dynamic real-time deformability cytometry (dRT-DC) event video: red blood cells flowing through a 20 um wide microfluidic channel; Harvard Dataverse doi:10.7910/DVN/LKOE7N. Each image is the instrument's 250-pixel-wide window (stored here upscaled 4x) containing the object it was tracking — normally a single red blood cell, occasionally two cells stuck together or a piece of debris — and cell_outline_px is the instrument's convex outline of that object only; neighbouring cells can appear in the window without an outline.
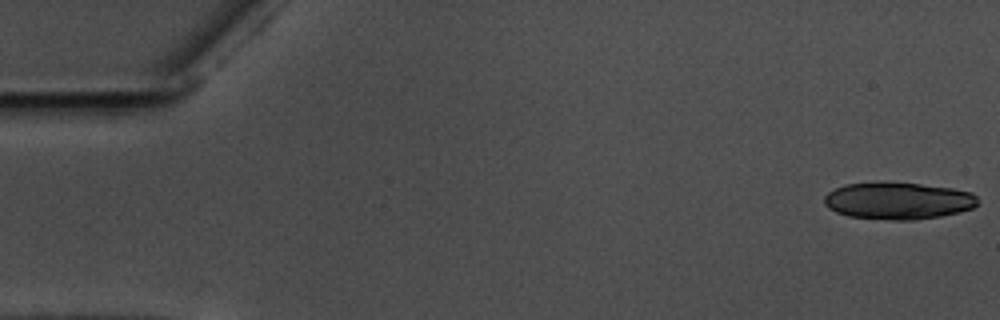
{"species": "common noctule bat (a hibernating species)", "species_latin": "Nyctalus noctula", "temperature_condition": "warm", "stored_images_in_passage": 57, "camera_frame_rate_fps": 3000, "um_per_image_px": 0.085, "animal": {"sex": "male", "body_mass_g": 17.5, "forearm_length_mm": 52.3}, "frame": {"image": 1, "passage_image": 1, "time_ms": 0.0, "image_size_px": [1000, 320], "cell_outline_px": [[976, 204], [972, 208], [960, 212], [940, 216], [912, 220], [888, 220], [848, 216], [836, 212], [828, 208], [824, 204], [824, 196], [828, 192], [844, 184], [920, 184], [952, 188], [972, 192], [976, 196]], "centroid_in_image_um": [76.33, 17.09], "position_along_channel_um": 8.7, "area_um2": 32.54}}
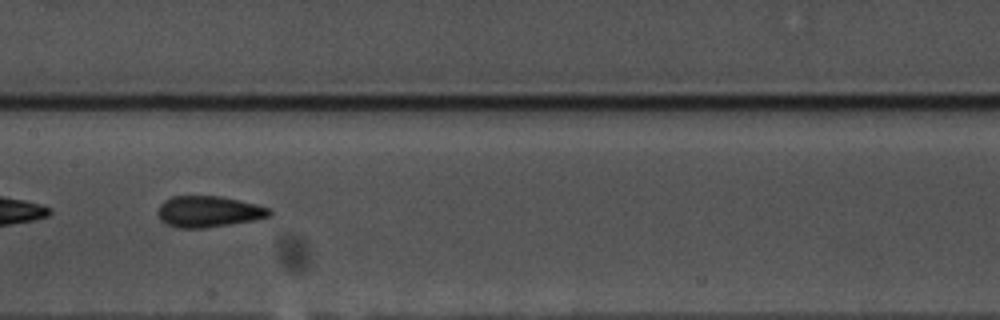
{"frame": {"image": 2, "passage_image": 29, "time_ms": 9.333, "image_size_px": [1000, 320], "cell_outline_px": [[272, 212], [268, 216], [252, 220], [204, 228], [176, 228], [160, 220], [156, 212], [160, 204], [164, 200], [172, 196], [220, 196], [256, 204], [268, 208]], "centroid_in_image_um": [17.65, 17.98], "position_along_channel_um": 189.7, "area_um2": 20.11}}
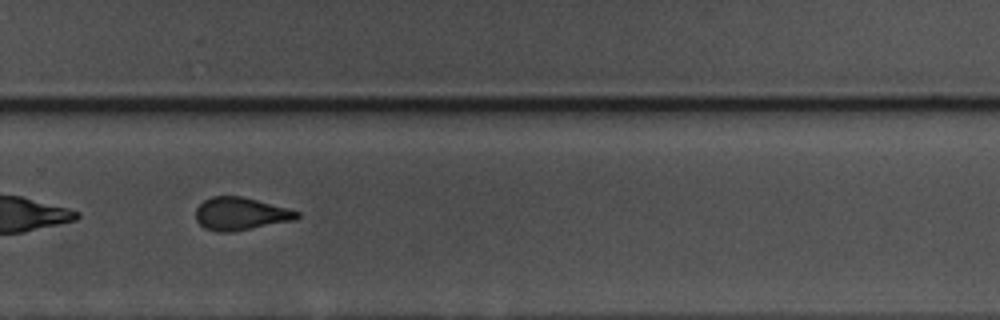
{"frame": {"image": 3, "passage_image": 39, "time_ms": 12.667, "image_size_px": [1000, 320], "cell_outline_px": [[300, 216], [296, 220], [232, 232], [216, 232], [204, 228], [196, 220], [196, 208], [204, 200], [212, 196], [244, 196], [288, 208], [300, 212]], "centroid_in_image_um": [20.46, 18.17], "position_along_channel_um": 309.3, "area_um2": 19.54}, "authors_computed_cell_mechanics": {"area_um2": 19.941, "velocity_mm_per_s": 3.6051, "shape_relaxation_time_tau1_ms": 5.7186, "shape_relaxation_time_tau2_ms": 1.465, "deformation_change_tau1": 0.1369, "deformation_change_tau2": 0.0862}}